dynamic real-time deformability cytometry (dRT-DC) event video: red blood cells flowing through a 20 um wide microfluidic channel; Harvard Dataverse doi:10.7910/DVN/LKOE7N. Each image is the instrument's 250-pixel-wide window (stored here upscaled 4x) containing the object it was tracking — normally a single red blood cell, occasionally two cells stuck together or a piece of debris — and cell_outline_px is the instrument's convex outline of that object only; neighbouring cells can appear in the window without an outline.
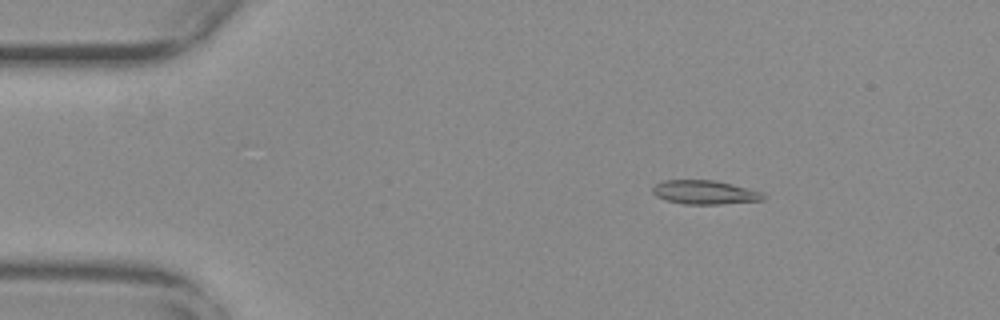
{"species": "common noctule bat (a hibernating species)", "species_latin": "Nyctalus noctula", "temperature_condition": "warm", "stored_images_in_passage": 54, "camera_frame_rate_fps": 3000, "um_per_image_px": 0.085, "animal": {"sex": "female", "body_mass_g": 29.2, "forearm_length_mm": 56.3}, "frame": {"image": 1, "passage_image": 8, "time_ms": 2.333, "image_size_px": [1000, 320], "cell_outline_px": [[764, 200], [720, 204], [684, 204], [668, 200], [656, 196], [652, 192], [652, 188], [656, 184], [664, 180], [716, 180], [732, 184], [760, 192], [764, 196]], "centroid_in_image_um": [59.87, 16.34], "position_along_channel_um": 25.1, "area_um2": 15.2}}
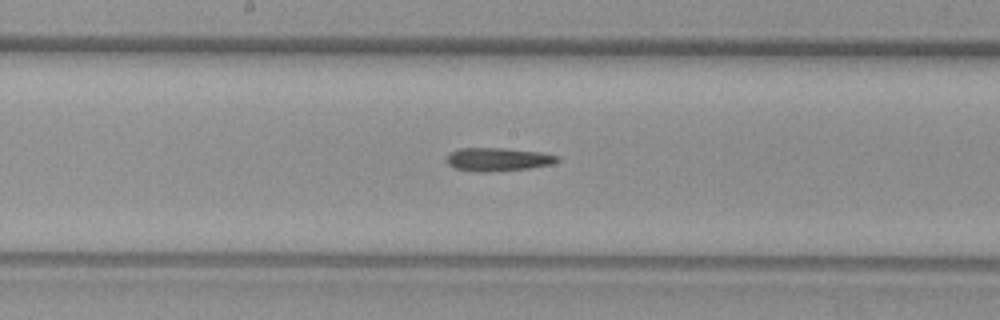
{"frame": {"image": 2, "passage_image": 28, "time_ms": 9.0, "image_size_px": [1000, 320], "cell_outline_px": [[560, 160], [552, 164], [528, 168], [484, 172], [476, 172], [452, 168], [448, 164], [448, 152], [460, 148], [504, 148], [540, 152], [560, 156]], "centroid_in_image_um": [42.31, 13.54], "position_along_channel_um": 205.9, "area_um2": 15.09}}
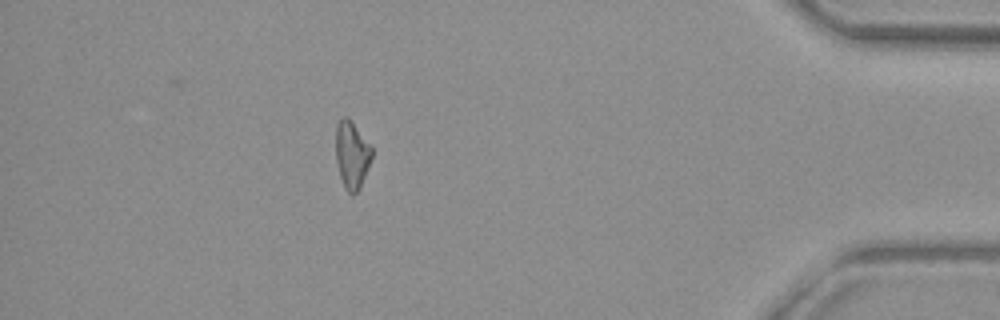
{"frame": {"image": 3, "passage_image": 48, "time_ms": 15.667, "image_size_px": [1000, 320], "cell_outline_px": [[372, 156], [368, 168], [360, 188], [352, 196], [344, 188], [340, 176], [336, 160], [336, 124], [344, 116], [348, 116], [372, 148]], "centroid_in_image_um": [29.9, 13.17], "position_along_channel_um": 405.3, "area_um2": 14.1}}